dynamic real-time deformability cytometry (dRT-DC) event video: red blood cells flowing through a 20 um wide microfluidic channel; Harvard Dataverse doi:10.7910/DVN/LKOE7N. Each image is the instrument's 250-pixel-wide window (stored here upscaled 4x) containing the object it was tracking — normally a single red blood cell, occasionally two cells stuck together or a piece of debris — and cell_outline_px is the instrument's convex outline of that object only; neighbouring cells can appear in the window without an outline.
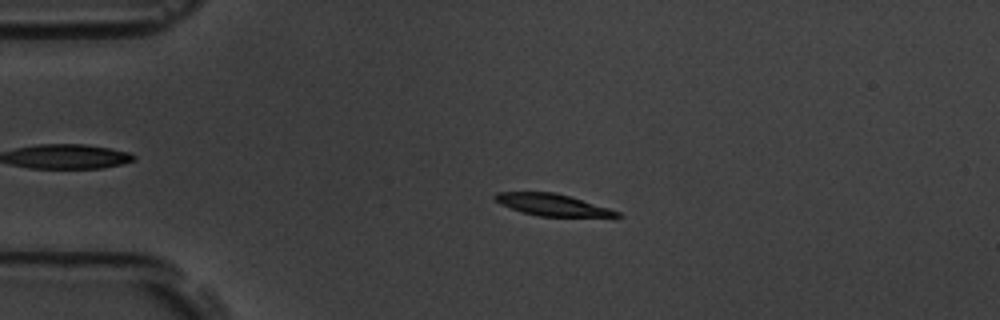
{"species": "common noctule bat (a hibernating species)", "species_latin": "Nyctalus noctula", "temperature_condition": "room temperature", "stored_images_in_passage": 47, "camera_frame_rate_fps": 3000, "um_per_image_px": 0.085, "animal": {"sex": "male", "body_mass_g": 19.5, "forearm_length_mm": 54.6}, "frame": {"image": 1, "passage_image": 4, "time_ms": 1.0, "image_size_px": [1000, 320], "cell_outline_px": [[624, 216], [536, 216], [520, 212], [500, 204], [492, 196], [496, 192], [556, 192], [608, 208], [620, 212]], "centroid_in_image_um": [46.87, 17.4], "position_along_channel_um": 38.1, "area_um2": 15.32}}
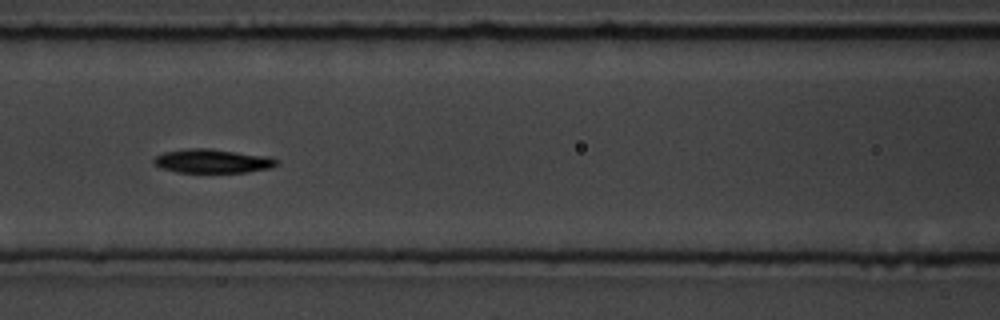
{"frame": {"image": 2, "passage_image": 16, "time_ms": 5.0, "image_size_px": [1000, 320], "cell_outline_px": [[280, 160], [272, 168], [244, 172], [176, 172], [160, 168], [152, 164], [152, 160], [156, 156], [164, 152], [188, 148], [208, 148], [268, 156]], "centroid_in_image_um": [18.03, 13.69], "position_along_channel_um": 148.6, "area_um2": 17.17}}
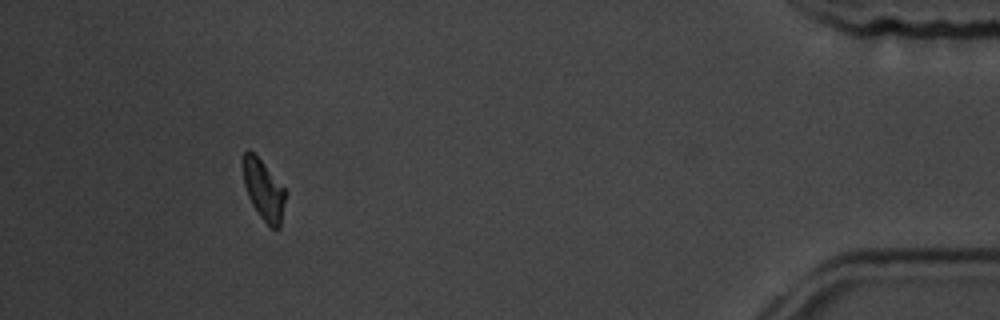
{"frame": {"image": 3, "passage_image": 43, "time_ms": 14.0, "image_size_px": [1000, 320], "cell_outline_px": [[288, 192], [280, 228], [272, 228], [260, 216], [252, 204], [248, 196], [244, 184], [244, 152], [248, 148], [260, 160]], "centroid_in_image_um": [22.45, 16.19], "position_along_channel_um": 412.7, "area_um2": 14.68}, "authors_computed_cell_mechanics": {"area_um2": 16.2418, "velocity_mm_per_s": 3.6384, "shape_relaxation_time_tau1_ms": 1.9443, "shape_relaxation_time_tau2_ms": null, "deformation_change_tau1": 0.1289, "deformation_change_tau2": null}}